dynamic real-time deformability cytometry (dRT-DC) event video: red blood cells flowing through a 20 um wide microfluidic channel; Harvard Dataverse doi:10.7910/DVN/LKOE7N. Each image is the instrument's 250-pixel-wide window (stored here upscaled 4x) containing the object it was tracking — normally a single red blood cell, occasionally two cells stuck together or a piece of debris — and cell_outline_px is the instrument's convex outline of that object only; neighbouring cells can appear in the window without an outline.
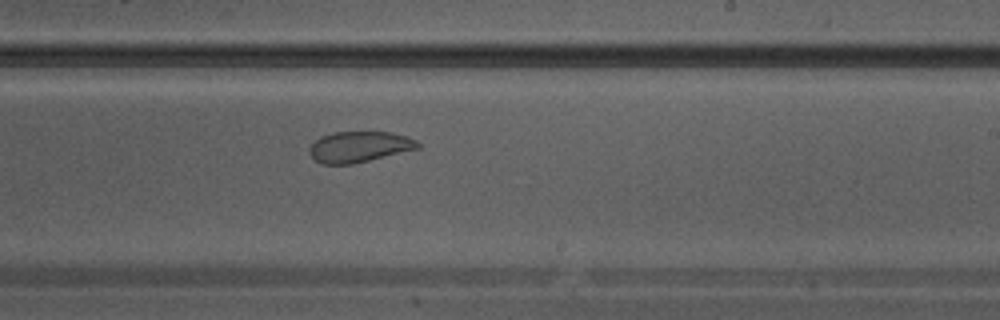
{"species": "Egyptian fruit bat (a non-hibernating species)", "species_latin": "Rousettus aegyptiacus", "temperature_condition": "warm", "stored_images_in_passage": 21, "camera_frame_rate_fps": 3000, "um_per_image_px": 0.085, "animal": {"sex": "male"}, "frame": {"image": 1, "passage_image": 10, "time_ms": 3.0, "image_size_px": [1000, 320], "cell_outline_px": [[420, 148], [352, 164], [320, 164], [308, 152], [308, 148], [320, 136], [332, 132], [388, 132], [408, 136], [416, 140], [420, 144]], "centroid_in_image_um": [30.52, 12.47], "position_along_channel_um": 258.5, "area_um2": 19.48}}